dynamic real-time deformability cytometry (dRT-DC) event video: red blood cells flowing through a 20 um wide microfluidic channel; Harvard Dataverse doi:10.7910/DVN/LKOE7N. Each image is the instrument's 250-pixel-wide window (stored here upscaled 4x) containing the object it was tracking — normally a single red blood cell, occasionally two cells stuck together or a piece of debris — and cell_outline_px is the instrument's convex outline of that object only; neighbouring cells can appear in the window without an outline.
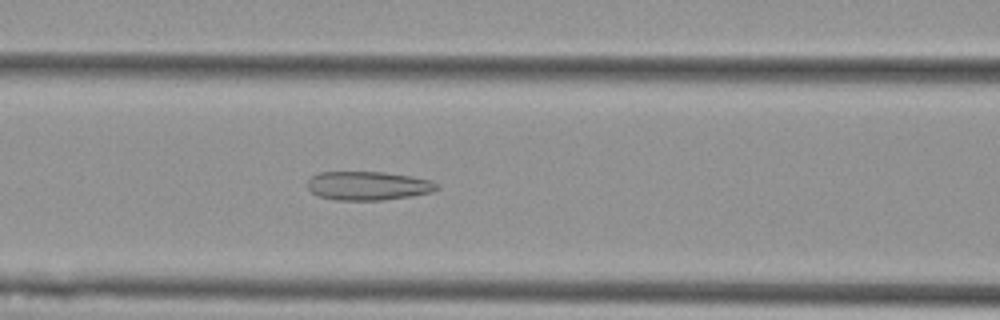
{"species": "Egyptian fruit bat (a non-hibernating species)", "species_latin": "Rousettus aegyptiacus", "temperature_condition": "cold", "stored_images_in_passage": 55, "camera_frame_rate_fps": 3000, "um_per_image_px": 0.085, "animal": {"sex": "female"}, "frame": {"image": 1, "passage_image": 23, "time_ms": 7.333, "image_size_px": [1000, 320], "cell_outline_px": [[440, 188], [432, 192], [412, 196], [384, 200], [336, 200], [320, 196], [312, 192], [308, 188], [308, 180], [312, 176], [320, 172], [384, 172], [412, 176], [428, 180], [440, 184]], "centroid_in_image_um": [31.33, 15.79], "position_along_channel_um": 135.3, "area_um2": 21.73}}
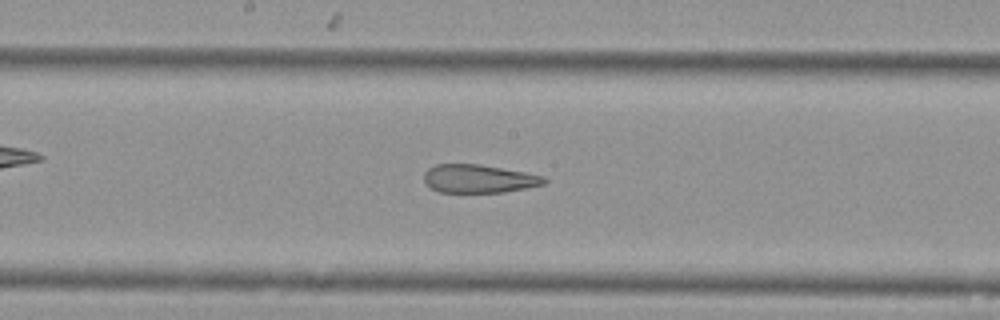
{"frame": {"image": 2, "passage_image": 29, "time_ms": 9.333, "image_size_px": [1000, 320], "cell_outline_px": [[548, 180], [544, 184], [504, 192], [440, 192], [432, 188], [424, 180], [424, 172], [428, 168], [436, 164], [480, 164], [524, 172], [544, 176]], "centroid_in_image_um": [40.69, 15.18], "position_along_channel_um": 207.5, "area_um2": 19.65}}
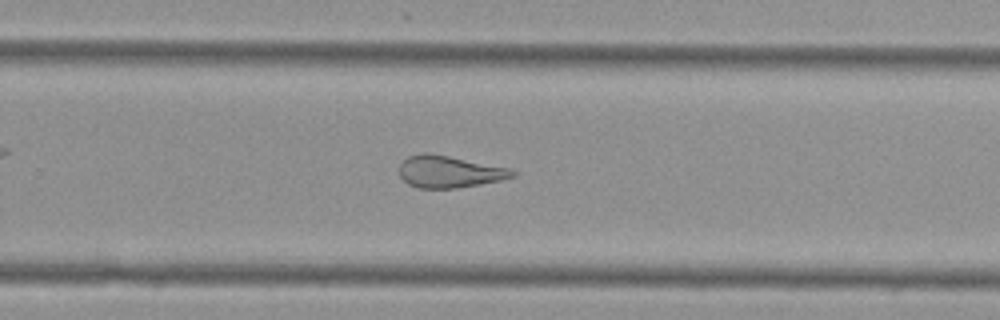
{"frame": {"image": 3, "passage_image": 36, "time_ms": 11.667, "image_size_px": [1000, 320], "cell_outline_px": [[516, 176], [500, 180], [456, 188], [420, 188], [408, 184], [400, 176], [400, 164], [408, 156], [424, 152], [428, 152], [512, 168], [516, 172]], "centroid_in_image_um": [38.2, 14.58], "position_along_channel_um": 291.6, "area_um2": 21.04}, "authors_computed_cell_mechanics": {"area_um2": 26.7036, "velocity_mm_per_s": 3.6269, "shape_relaxation_time_tau1_ms": null, "shape_relaxation_time_tau2_ms": 2.8514, "deformation_change_tau1": null, "deformation_change_tau2": 0.1255}}